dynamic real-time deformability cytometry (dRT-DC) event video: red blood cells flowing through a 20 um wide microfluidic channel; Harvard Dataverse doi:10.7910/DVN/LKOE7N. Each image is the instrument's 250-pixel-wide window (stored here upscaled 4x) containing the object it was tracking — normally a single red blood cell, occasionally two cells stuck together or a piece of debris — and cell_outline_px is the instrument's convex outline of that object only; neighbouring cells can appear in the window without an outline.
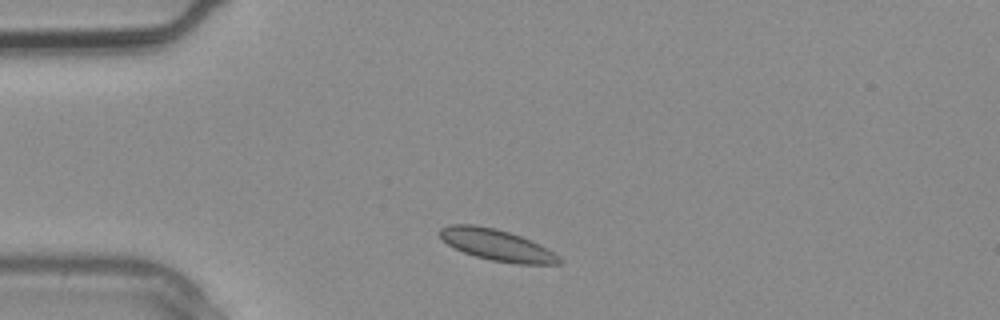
{"species": "common noctule bat (a hibernating species)", "species_latin": "Nyctalus noctula", "temperature_condition": "warm", "stored_images_in_passage": 1, "camera_frame_rate_fps": 3000, "um_per_image_px": 0.085, "animal": {"sex": "male", "body_mass_g": 20.4}, "frame": {"image": 1, "passage_image": 1, "time_ms": 0.0, "image_size_px": [1000, 320], "cell_outline_px": [[564, 260], [560, 264], [516, 264], [492, 260], [476, 256], [464, 252], [448, 244], [436, 232], [440, 228], [452, 224], [472, 224], [496, 228], [532, 240], [548, 248], [560, 256]], "centroid_in_image_um": [42.27, 20.82], "position_along_channel_um": 42.7, "area_um2": 21.91}}